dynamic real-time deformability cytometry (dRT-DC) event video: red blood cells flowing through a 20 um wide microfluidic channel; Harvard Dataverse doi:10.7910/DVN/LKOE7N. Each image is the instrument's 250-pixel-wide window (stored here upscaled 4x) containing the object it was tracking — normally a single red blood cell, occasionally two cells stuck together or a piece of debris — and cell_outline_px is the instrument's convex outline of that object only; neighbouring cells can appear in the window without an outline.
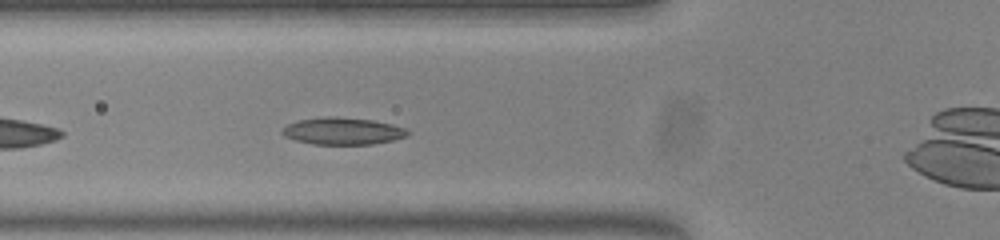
{"species": "common noctule bat (a hibernating species)", "species_latin": "Nyctalus noctula", "temperature_condition": "warm", "stored_images_in_passage": 39, "camera_frame_rate_fps": 3000, "um_per_image_px": 0.085, "animal": {"sex": "female", "body_mass_g": 23.0, "forearm_length_mm": 53.4}, "frame": {"image": 1, "passage_image": 6, "time_ms": 1.667, "image_size_px": [1000, 240], "cell_outline_px": [[412, 132], [408, 136], [392, 140], [372, 144], [312, 144], [296, 140], [284, 136], [280, 132], [288, 124], [300, 120], [328, 116], [332, 116], [372, 120], [392, 124], [404, 128]], "centroid_in_image_um": [29.15, 11.14], "position_along_channel_um": 96.6, "area_um2": 19.65}}
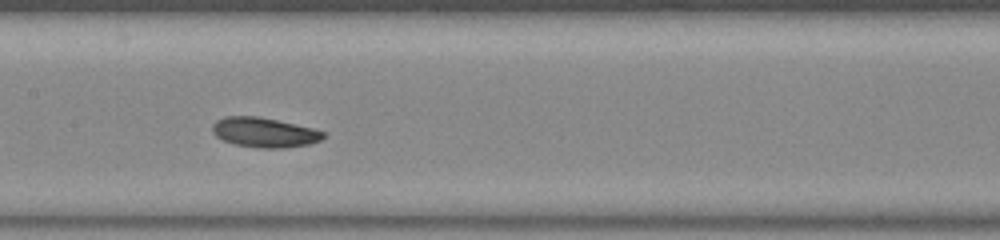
{"frame": {"image": 2, "passage_image": 13, "time_ms": 4.0, "image_size_px": [1000, 240], "cell_outline_px": [[324, 136], [320, 140], [308, 144], [284, 148], [260, 148], [236, 144], [224, 140], [216, 136], [212, 132], [212, 124], [216, 120], [224, 116], [256, 116], [276, 120], [312, 128], [324, 132]], "centroid_in_image_um": [22.42, 11.25], "position_along_channel_um": 185.0, "area_um2": 19.02}}
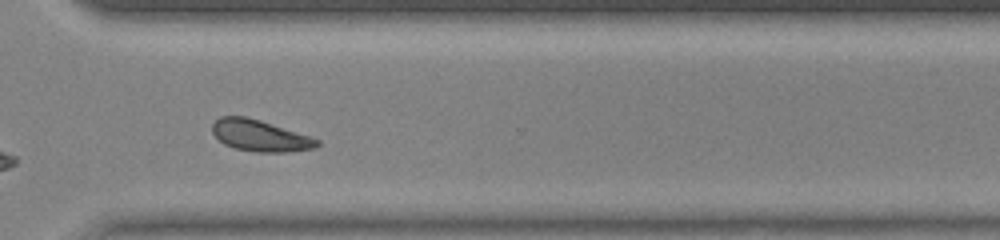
{"frame": {"image": 3, "passage_image": 26, "time_ms": 8.333, "image_size_px": [1000, 240], "cell_outline_px": [[320, 144], [316, 148], [288, 152], [256, 152], [236, 148], [224, 144], [212, 132], [212, 124], [220, 116], [244, 116], [260, 120], [312, 136], [320, 140]], "centroid_in_image_um": [22.14, 11.53], "position_along_channel_um": 348.5, "area_um2": 19.25}, "authors_computed_cell_mechanics": {"area_um2": 18.4382, "velocity_mm_per_s": 3.7773, "shape_relaxation_time_tau1_ms": 2.7505, "shape_relaxation_time_tau2_ms": null, "deformation_change_tau1": 0.0711, "deformation_change_tau2": null}}